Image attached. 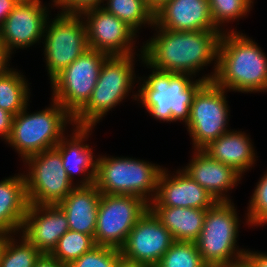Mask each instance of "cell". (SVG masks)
<instances>
[{
    "label": "cell",
    "mask_w": 267,
    "mask_h": 267,
    "mask_svg": "<svg viewBox=\"0 0 267 267\" xmlns=\"http://www.w3.org/2000/svg\"><path fill=\"white\" fill-rule=\"evenodd\" d=\"M226 91L213 81H209L194 95L186 123L194 150H203L229 131L227 130L229 106L224 95Z\"/></svg>",
    "instance_id": "30bf717a"
},
{
    "label": "cell",
    "mask_w": 267,
    "mask_h": 267,
    "mask_svg": "<svg viewBox=\"0 0 267 267\" xmlns=\"http://www.w3.org/2000/svg\"><path fill=\"white\" fill-rule=\"evenodd\" d=\"M94 246L96 244L91 235L68 230L49 255L63 264L70 265Z\"/></svg>",
    "instance_id": "83f0119b"
},
{
    "label": "cell",
    "mask_w": 267,
    "mask_h": 267,
    "mask_svg": "<svg viewBox=\"0 0 267 267\" xmlns=\"http://www.w3.org/2000/svg\"><path fill=\"white\" fill-rule=\"evenodd\" d=\"M46 109L27 113V106L13 118L11 134L7 142L15 148L23 161L32 155L55 148L64 137L65 127L74 126L73 117L52 99ZM70 121V122H69Z\"/></svg>",
    "instance_id": "5b68a950"
},
{
    "label": "cell",
    "mask_w": 267,
    "mask_h": 267,
    "mask_svg": "<svg viewBox=\"0 0 267 267\" xmlns=\"http://www.w3.org/2000/svg\"><path fill=\"white\" fill-rule=\"evenodd\" d=\"M74 127L73 137L70 136V139H67L64 136L55 148L62 156L63 167L71 182H73L74 173L84 174L83 180L76 186H89L95 183L97 159L94 160L92 149L83 142L84 139L85 141L86 138L88 139L89 134L91 135L92 127L76 125Z\"/></svg>",
    "instance_id": "ffe728a7"
},
{
    "label": "cell",
    "mask_w": 267,
    "mask_h": 267,
    "mask_svg": "<svg viewBox=\"0 0 267 267\" xmlns=\"http://www.w3.org/2000/svg\"><path fill=\"white\" fill-rule=\"evenodd\" d=\"M162 170L161 166L140 159L98 156L94 184L101 194L132 195L150 204Z\"/></svg>",
    "instance_id": "8992f818"
},
{
    "label": "cell",
    "mask_w": 267,
    "mask_h": 267,
    "mask_svg": "<svg viewBox=\"0 0 267 267\" xmlns=\"http://www.w3.org/2000/svg\"><path fill=\"white\" fill-rule=\"evenodd\" d=\"M149 208L141 197L101 194L94 242L121 249L138 219Z\"/></svg>",
    "instance_id": "8fae6325"
},
{
    "label": "cell",
    "mask_w": 267,
    "mask_h": 267,
    "mask_svg": "<svg viewBox=\"0 0 267 267\" xmlns=\"http://www.w3.org/2000/svg\"><path fill=\"white\" fill-rule=\"evenodd\" d=\"M122 258L119 249L94 246L90 251L74 260L69 267H117Z\"/></svg>",
    "instance_id": "4dcf8cb0"
},
{
    "label": "cell",
    "mask_w": 267,
    "mask_h": 267,
    "mask_svg": "<svg viewBox=\"0 0 267 267\" xmlns=\"http://www.w3.org/2000/svg\"><path fill=\"white\" fill-rule=\"evenodd\" d=\"M117 267H153V266L147 263H143V262L130 261L122 257L119 260Z\"/></svg>",
    "instance_id": "f35d334b"
},
{
    "label": "cell",
    "mask_w": 267,
    "mask_h": 267,
    "mask_svg": "<svg viewBox=\"0 0 267 267\" xmlns=\"http://www.w3.org/2000/svg\"><path fill=\"white\" fill-rule=\"evenodd\" d=\"M169 0H145L147 6L155 12L158 10L163 4L168 2Z\"/></svg>",
    "instance_id": "ab89813d"
},
{
    "label": "cell",
    "mask_w": 267,
    "mask_h": 267,
    "mask_svg": "<svg viewBox=\"0 0 267 267\" xmlns=\"http://www.w3.org/2000/svg\"><path fill=\"white\" fill-rule=\"evenodd\" d=\"M155 267H208L195 242L175 241Z\"/></svg>",
    "instance_id": "f1b7e54d"
},
{
    "label": "cell",
    "mask_w": 267,
    "mask_h": 267,
    "mask_svg": "<svg viewBox=\"0 0 267 267\" xmlns=\"http://www.w3.org/2000/svg\"><path fill=\"white\" fill-rule=\"evenodd\" d=\"M157 35L147 40L141 48V62L147 68L173 73L196 75L204 66L215 61L211 75L202 78L207 82L214 79L217 70L218 48L221 30L174 31L153 25ZM149 66V67H148ZM194 74V75H193Z\"/></svg>",
    "instance_id": "6da1fadb"
},
{
    "label": "cell",
    "mask_w": 267,
    "mask_h": 267,
    "mask_svg": "<svg viewBox=\"0 0 267 267\" xmlns=\"http://www.w3.org/2000/svg\"><path fill=\"white\" fill-rule=\"evenodd\" d=\"M109 55L87 49L51 80L52 97L74 117L89 101L101 66Z\"/></svg>",
    "instance_id": "ba28073f"
},
{
    "label": "cell",
    "mask_w": 267,
    "mask_h": 267,
    "mask_svg": "<svg viewBox=\"0 0 267 267\" xmlns=\"http://www.w3.org/2000/svg\"><path fill=\"white\" fill-rule=\"evenodd\" d=\"M211 158L234 168L238 173L248 171L255 163V149L242 131H227L203 149Z\"/></svg>",
    "instance_id": "603a6c76"
},
{
    "label": "cell",
    "mask_w": 267,
    "mask_h": 267,
    "mask_svg": "<svg viewBox=\"0 0 267 267\" xmlns=\"http://www.w3.org/2000/svg\"><path fill=\"white\" fill-rule=\"evenodd\" d=\"M55 7H61V13L81 14L82 12L95 7L102 6L104 0H53Z\"/></svg>",
    "instance_id": "d6a6232c"
},
{
    "label": "cell",
    "mask_w": 267,
    "mask_h": 267,
    "mask_svg": "<svg viewBox=\"0 0 267 267\" xmlns=\"http://www.w3.org/2000/svg\"><path fill=\"white\" fill-rule=\"evenodd\" d=\"M166 168L158 178L157 193L149 207H183L209 209L217 201L200 184L183 170H177L170 176Z\"/></svg>",
    "instance_id": "e0dca14e"
},
{
    "label": "cell",
    "mask_w": 267,
    "mask_h": 267,
    "mask_svg": "<svg viewBox=\"0 0 267 267\" xmlns=\"http://www.w3.org/2000/svg\"><path fill=\"white\" fill-rule=\"evenodd\" d=\"M135 55L108 56L103 62L96 86L87 104L73 117L74 125L95 127L134 87Z\"/></svg>",
    "instance_id": "52a82bcc"
},
{
    "label": "cell",
    "mask_w": 267,
    "mask_h": 267,
    "mask_svg": "<svg viewBox=\"0 0 267 267\" xmlns=\"http://www.w3.org/2000/svg\"><path fill=\"white\" fill-rule=\"evenodd\" d=\"M213 23L219 30L223 23L246 16L252 9L251 0H208Z\"/></svg>",
    "instance_id": "f546056e"
},
{
    "label": "cell",
    "mask_w": 267,
    "mask_h": 267,
    "mask_svg": "<svg viewBox=\"0 0 267 267\" xmlns=\"http://www.w3.org/2000/svg\"><path fill=\"white\" fill-rule=\"evenodd\" d=\"M69 230L64 211L57 204H29L22 235L42 254H50Z\"/></svg>",
    "instance_id": "2e32d148"
},
{
    "label": "cell",
    "mask_w": 267,
    "mask_h": 267,
    "mask_svg": "<svg viewBox=\"0 0 267 267\" xmlns=\"http://www.w3.org/2000/svg\"><path fill=\"white\" fill-rule=\"evenodd\" d=\"M23 162L29 166L24 174L29 204H59L76 186L69 179L56 148L32 155Z\"/></svg>",
    "instance_id": "7c38bea8"
},
{
    "label": "cell",
    "mask_w": 267,
    "mask_h": 267,
    "mask_svg": "<svg viewBox=\"0 0 267 267\" xmlns=\"http://www.w3.org/2000/svg\"><path fill=\"white\" fill-rule=\"evenodd\" d=\"M28 206L24 174L0 181V234H18Z\"/></svg>",
    "instance_id": "7402d4cb"
},
{
    "label": "cell",
    "mask_w": 267,
    "mask_h": 267,
    "mask_svg": "<svg viewBox=\"0 0 267 267\" xmlns=\"http://www.w3.org/2000/svg\"><path fill=\"white\" fill-rule=\"evenodd\" d=\"M11 235H5L3 249L0 255V267H33L42 253L23 235L21 242Z\"/></svg>",
    "instance_id": "4316f807"
},
{
    "label": "cell",
    "mask_w": 267,
    "mask_h": 267,
    "mask_svg": "<svg viewBox=\"0 0 267 267\" xmlns=\"http://www.w3.org/2000/svg\"><path fill=\"white\" fill-rule=\"evenodd\" d=\"M255 188L249 201L246 222L248 225L257 226L267 223V172L258 181Z\"/></svg>",
    "instance_id": "1f68e13d"
},
{
    "label": "cell",
    "mask_w": 267,
    "mask_h": 267,
    "mask_svg": "<svg viewBox=\"0 0 267 267\" xmlns=\"http://www.w3.org/2000/svg\"><path fill=\"white\" fill-rule=\"evenodd\" d=\"M187 73H173L152 68V74L139 86L134 100L142 102L147 112L164 122H188L194 95L207 82L203 78L193 81ZM192 78V79H191Z\"/></svg>",
    "instance_id": "3957f363"
},
{
    "label": "cell",
    "mask_w": 267,
    "mask_h": 267,
    "mask_svg": "<svg viewBox=\"0 0 267 267\" xmlns=\"http://www.w3.org/2000/svg\"><path fill=\"white\" fill-rule=\"evenodd\" d=\"M81 16L86 19L84 23L90 49L109 56L135 54L132 48L137 34L115 15L100 6L82 12Z\"/></svg>",
    "instance_id": "4fadbf2b"
},
{
    "label": "cell",
    "mask_w": 267,
    "mask_h": 267,
    "mask_svg": "<svg viewBox=\"0 0 267 267\" xmlns=\"http://www.w3.org/2000/svg\"><path fill=\"white\" fill-rule=\"evenodd\" d=\"M4 241H5V235L0 234V255L3 249Z\"/></svg>",
    "instance_id": "60d3db41"
},
{
    "label": "cell",
    "mask_w": 267,
    "mask_h": 267,
    "mask_svg": "<svg viewBox=\"0 0 267 267\" xmlns=\"http://www.w3.org/2000/svg\"><path fill=\"white\" fill-rule=\"evenodd\" d=\"M104 1H107V6L103 4L102 8L122 20L135 33L140 30L143 24L154 25V12L147 6L145 0Z\"/></svg>",
    "instance_id": "484cf974"
},
{
    "label": "cell",
    "mask_w": 267,
    "mask_h": 267,
    "mask_svg": "<svg viewBox=\"0 0 267 267\" xmlns=\"http://www.w3.org/2000/svg\"><path fill=\"white\" fill-rule=\"evenodd\" d=\"M154 24L174 31L219 30L208 0H169L154 12Z\"/></svg>",
    "instance_id": "ac0fdd59"
},
{
    "label": "cell",
    "mask_w": 267,
    "mask_h": 267,
    "mask_svg": "<svg viewBox=\"0 0 267 267\" xmlns=\"http://www.w3.org/2000/svg\"><path fill=\"white\" fill-rule=\"evenodd\" d=\"M33 267H69L48 254H42Z\"/></svg>",
    "instance_id": "d590c367"
},
{
    "label": "cell",
    "mask_w": 267,
    "mask_h": 267,
    "mask_svg": "<svg viewBox=\"0 0 267 267\" xmlns=\"http://www.w3.org/2000/svg\"><path fill=\"white\" fill-rule=\"evenodd\" d=\"M183 171L208 191L216 201H231L225 193L237 186L241 174L234 168L211 158L203 150H194Z\"/></svg>",
    "instance_id": "d6986e66"
},
{
    "label": "cell",
    "mask_w": 267,
    "mask_h": 267,
    "mask_svg": "<svg viewBox=\"0 0 267 267\" xmlns=\"http://www.w3.org/2000/svg\"><path fill=\"white\" fill-rule=\"evenodd\" d=\"M53 19L46 22L43 35L44 57L50 81L89 49L81 14L58 13Z\"/></svg>",
    "instance_id": "9c48e42d"
},
{
    "label": "cell",
    "mask_w": 267,
    "mask_h": 267,
    "mask_svg": "<svg viewBox=\"0 0 267 267\" xmlns=\"http://www.w3.org/2000/svg\"><path fill=\"white\" fill-rule=\"evenodd\" d=\"M101 193L95 184L75 186L57 204L65 213L69 230L91 235L94 238Z\"/></svg>",
    "instance_id": "44dd1931"
},
{
    "label": "cell",
    "mask_w": 267,
    "mask_h": 267,
    "mask_svg": "<svg viewBox=\"0 0 267 267\" xmlns=\"http://www.w3.org/2000/svg\"><path fill=\"white\" fill-rule=\"evenodd\" d=\"M212 81L227 91L266 92L267 57L261 47L243 33L223 31Z\"/></svg>",
    "instance_id": "7a4b0ae2"
},
{
    "label": "cell",
    "mask_w": 267,
    "mask_h": 267,
    "mask_svg": "<svg viewBox=\"0 0 267 267\" xmlns=\"http://www.w3.org/2000/svg\"><path fill=\"white\" fill-rule=\"evenodd\" d=\"M18 2H37L40 0H17Z\"/></svg>",
    "instance_id": "7bdbcfd3"
},
{
    "label": "cell",
    "mask_w": 267,
    "mask_h": 267,
    "mask_svg": "<svg viewBox=\"0 0 267 267\" xmlns=\"http://www.w3.org/2000/svg\"><path fill=\"white\" fill-rule=\"evenodd\" d=\"M175 241L195 242L201 234L207 209L149 207Z\"/></svg>",
    "instance_id": "cb8c5ba5"
},
{
    "label": "cell",
    "mask_w": 267,
    "mask_h": 267,
    "mask_svg": "<svg viewBox=\"0 0 267 267\" xmlns=\"http://www.w3.org/2000/svg\"><path fill=\"white\" fill-rule=\"evenodd\" d=\"M10 57L11 56L7 52L6 47L4 46V44L0 40V75L9 70V67H7V66H10V64L8 62L11 59Z\"/></svg>",
    "instance_id": "74e56055"
},
{
    "label": "cell",
    "mask_w": 267,
    "mask_h": 267,
    "mask_svg": "<svg viewBox=\"0 0 267 267\" xmlns=\"http://www.w3.org/2000/svg\"><path fill=\"white\" fill-rule=\"evenodd\" d=\"M244 261L250 267H267V254L254 251H246Z\"/></svg>",
    "instance_id": "e575fe53"
},
{
    "label": "cell",
    "mask_w": 267,
    "mask_h": 267,
    "mask_svg": "<svg viewBox=\"0 0 267 267\" xmlns=\"http://www.w3.org/2000/svg\"><path fill=\"white\" fill-rule=\"evenodd\" d=\"M174 242L172 234L148 208L128 234L120 251L125 259L155 267Z\"/></svg>",
    "instance_id": "5bb4252c"
},
{
    "label": "cell",
    "mask_w": 267,
    "mask_h": 267,
    "mask_svg": "<svg viewBox=\"0 0 267 267\" xmlns=\"http://www.w3.org/2000/svg\"><path fill=\"white\" fill-rule=\"evenodd\" d=\"M24 75L10 68L0 75V108L16 116L29 101L30 89Z\"/></svg>",
    "instance_id": "d4e9b609"
},
{
    "label": "cell",
    "mask_w": 267,
    "mask_h": 267,
    "mask_svg": "<svg viewBox=\"0 0 267 267\" xmlns=\"http://www.w3.org/2000/svg\"><path fill=\"white\" fill-rule=\"evenodd\" d=\"M14 115L0 108V137L8 140L11 134Z\"/></svg>",
    "instance_id": "836d02e7"
},
{
    "label": "cell",
    "mask_w": 267,
    "mask_h": 267,
    "mask_svg": "<svg viewBox=\"0 0 267 267\" xmlns=\"http://www.w3.org/2000/svg\"><path fill=\"white\" fill-rule=\"evenodd\" d=\"M42 4L19 2L0 27V40L10 55L13 49L28 48L43 37L49 11Z\"/></svg>",
    "instance_id": "9a60e30c"
},
{
    "label": "cell",
    "mask_w": 267,
    "mask_h": 267,
    "mask_svg": "<svg viewBox=\"0 0 267 267\" xmlns=\"http://www.w3.org/2000/svg\"><path fill=\"white\" fill-rule=\"evenodd\" d=\"M231 201H217L207 209L201 234L195 241L208 267H233L247 250L237 246L239 218Z\"/></svg>",
    "instance_id": "277c9868"
},
{
    "label": "cell",
    "mask_w": 267,
    "mask_h": 267,
    "mask_svg": "<svg viewBox=\"0 0 267 267\" xmlns=\"http://www.w3.org/2000/svg\"><path fill=\"white\" fill-rule=\"evenodd\" d=\"M18 3L17 0H0V27Z\"/></svg>",
    "instance_id": "8d00e7d4"
},
{
    "label": "cell",
    "mask_w": 267,
    "mask_h": 267,
    "mask_svg": "<svg viewBox=\"0 0 267 267\" xmlns=\"http://www.w3.org/2000/svg\"><path fill=\"white\" fill-rule=\"evenodd\" d=\"M233 267H250L245 261L235 264Z\"/></svg>",
    "instance_id": "b9f144b4"
}]
</instances>
